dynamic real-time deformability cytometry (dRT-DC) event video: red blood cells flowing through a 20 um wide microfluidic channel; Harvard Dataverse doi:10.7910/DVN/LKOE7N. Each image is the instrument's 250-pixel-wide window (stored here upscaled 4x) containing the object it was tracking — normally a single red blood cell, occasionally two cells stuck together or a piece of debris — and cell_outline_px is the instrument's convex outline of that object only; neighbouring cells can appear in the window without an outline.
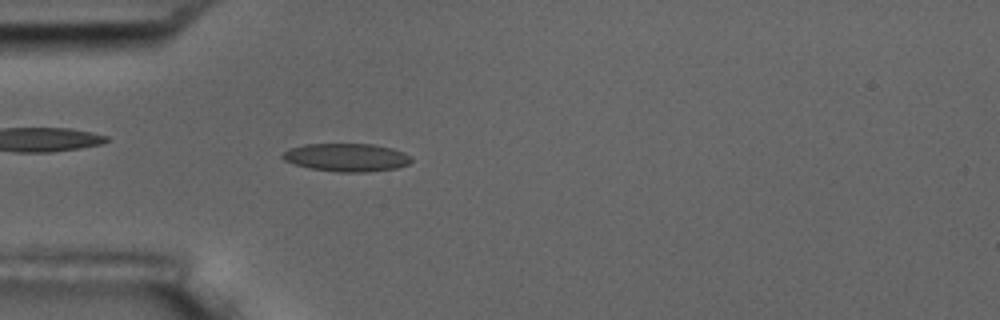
{"species": "common noctule bat (a hibernating species)", "species_latin": "Nyctalus noctula", "temperature_condition": "room temperature", "stored_images_in_passage": 4, "camera_frame_rate_fps": 3000, "um_per_image_px": 0.085, "animal": {"sex": "male", "body_mass_g": 17.5, "forearm_length_mm": 52.3}, "frame": {"image": 1, "passage_image": 4, "time_ms": 1.0, "image_size_px": [1000, 320], "cell_outline_px": [[412, 160], [408, 164], [396, 168], [364, 172], [336, 172], [312, 168], [296, 164], [284, 160], [280, 156], [288, 148], [304, 144], [372, 144], [392, 148], [404, 152]], "centroid_in_image_um": [29.44, 13.37], "position_along_channel_um": 55.6, "area_um2": 20.92}}